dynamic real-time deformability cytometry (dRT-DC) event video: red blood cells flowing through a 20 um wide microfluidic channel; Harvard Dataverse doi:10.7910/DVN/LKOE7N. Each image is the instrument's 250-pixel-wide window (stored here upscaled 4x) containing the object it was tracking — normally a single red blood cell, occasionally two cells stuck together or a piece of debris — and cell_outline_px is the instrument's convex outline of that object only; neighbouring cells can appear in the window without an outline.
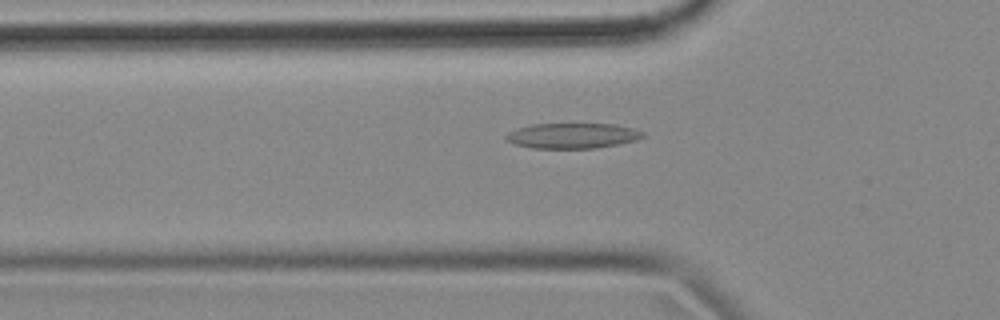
{"species": "common noctule bat (a hibernating species)", "species_latin": "Nyctalus noctula", "temperature_condition": "cold", "stored_images_in_passage": 56, "camera_frame_rate_fps": 3000, "um_per_image_px": 0.085, "animal": {"sex": "female", "body_mass_g": 18.4}, "frame": {"image": 1, "passage_image": 18, "time_ms": 5.667, "image_size_px": [1000, 320], "cell_outline_px": [[644, 136], [636, 140], [620, 144], [596, 148], [532, 148], [512, 144], [504, 140], [504, 136], [508, 132], [516, 128], [532, 124], [616, 124], [632, 128], [644, 132]], "centroid_in_image_um": [48.61, 11.54], "position_along_channel_um": 77.2, "area_um2": 20.4}}
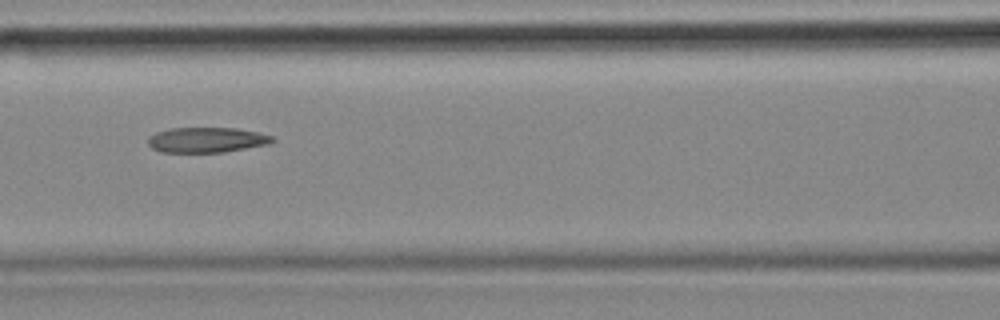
{"frame": {"image": 2, "passage_image": 24, "time_ms": 7.667, "image_size_px": [1000, 320], "cell_outline_px": [[276, 140], [268, 144], [224, 152], [160, 152], [152, 148], [148, 144], [148, 136], [156, 132], [168, 128], [236, 128], [256, 132], [272, 136]], "centroid_in_image_um": [17.53, 11.89], "position_along_channel_um": 149.1, "area_um2": 18.26}}
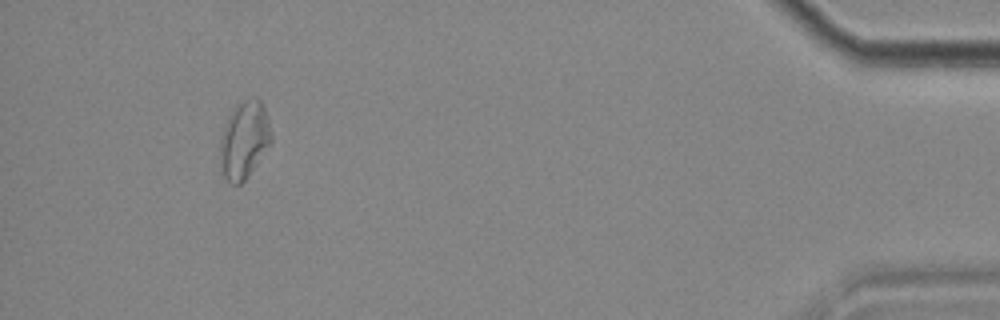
{"frame": {"image": 3, "passage_image": 52, "time_ms": 17.0, "image_size_px": [1000, 320], "cell_outline_px": [[272, 140], [248, 176], [240, 184], [232, 184], [224, 176], [220, 164], [220, 136], [228, 116], [232, 108], [236, 104], [244, 100], [260, 100], [264, 104], [272, 136]], "centroid_in_image_um": [20.74, 11.88], "position_along_channel_um": 414.5, "area_um2": 22.83}, "authors_computed_cell_mechanics": {"area_um2": 20.2589, "velocity_mm_per_s": 3.5705, "shape_relaxation_time_tau1_ms": null, "shape_relaxation_time_tau2_ms": 7.7368, "deformation_change_tau1": null, "deformation_change_tau2": 0.1865}}